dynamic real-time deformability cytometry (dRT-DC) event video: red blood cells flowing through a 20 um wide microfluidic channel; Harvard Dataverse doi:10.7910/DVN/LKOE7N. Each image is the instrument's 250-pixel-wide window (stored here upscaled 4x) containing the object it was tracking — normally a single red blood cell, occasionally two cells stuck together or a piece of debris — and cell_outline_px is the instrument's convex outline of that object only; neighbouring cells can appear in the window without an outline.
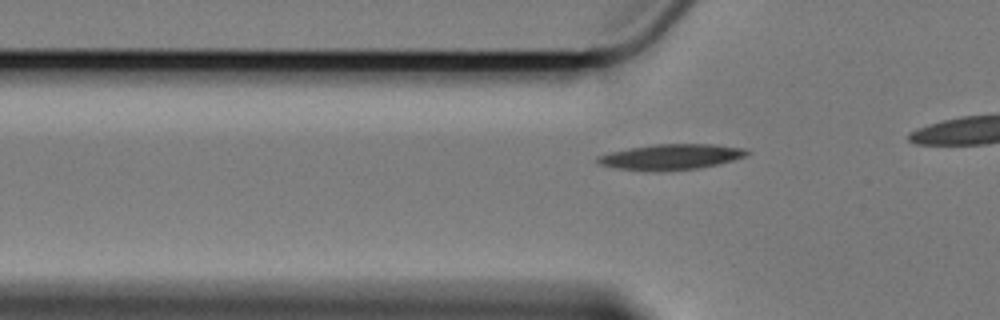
{"species": "Egyptian fruit bat (a non-hibernating species)", "species_latin": "Rousettus aegyptiacus", "temperature_condition": "cold", "stored_images_in_passage": 13, "camera_frame_rate_fps": 3000, "um_per_image_px": 0.085, "animal": {"sex": "female"}, "frame": {"image": 1, "passage_image": 6, "time_ms": 1.667, "image_size_px": [1000, 320], "cell_outline_px": [[752, 152], [744, 156], [732, 160], [716, 164], [696, 168], [656, 172], [644, 172], [616, 168], [600, 164], [596, 160], [596, 156], [612, 152], [652, 144], [716, 144], [744, 148]], "centroid_in_image_um": [57.02, 13.34], "position_along_channel_um": 68.8, "area_um2": 22.25}}
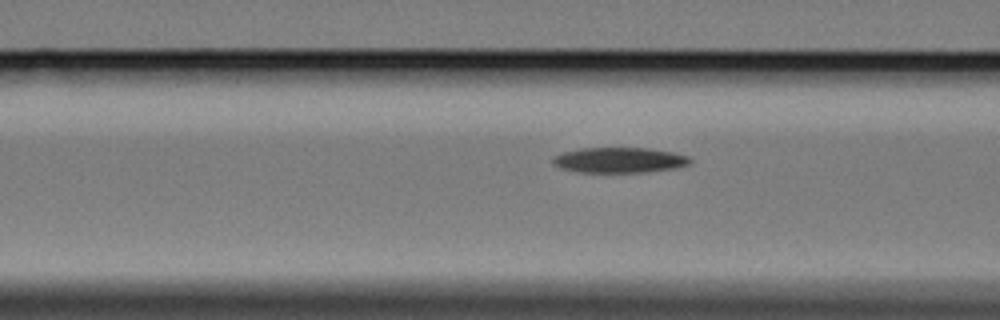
{"frame": {"image": 2, "passage_image": 10, "time_ms": 3.0, "image_size_px": [1000, 320], "cell_outline_px": [[692, 160], [688, 164], [676, 168], [644, 172], [576, 172], [560, 168], [552, 164], [552, 156], [564, 152], [580, 148], [648, 148], [672, 152], [688, 156]], "centroid_in_image_um": [52.6, 13.61], "position_along_channel_um": 114.0, "area_um2": 20.35}}